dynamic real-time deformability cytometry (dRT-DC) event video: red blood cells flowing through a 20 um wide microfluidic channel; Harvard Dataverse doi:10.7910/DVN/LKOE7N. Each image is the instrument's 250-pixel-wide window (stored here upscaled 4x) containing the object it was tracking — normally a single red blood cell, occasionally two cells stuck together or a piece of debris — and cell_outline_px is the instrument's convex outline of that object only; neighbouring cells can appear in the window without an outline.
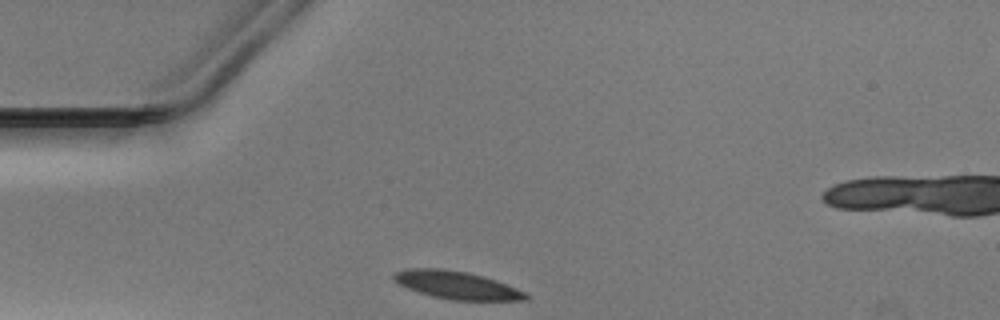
{"species": "Egyptian fruit bat (a non-hibernating species)", "species_latin": "Rousettus aegyptiacus", "temperature_condition": "warm", "stored_images_in_passage": 16, "camera_frame_rate_fps": 3000, "um_per_image_px": 0.085, "animal": {"sex": "male"}, "frame": {"image": 1, "passage_image": 1, "time_ms": 0.0, "image_size_px": [1000, 320], "cell_outline_px": [[528, 300], [452, 300], [432, 296], [408, 288], [392, 280], [392, 272], [408, 268], [440, 268], [464, 272], [484, 276], [496, 280], [528, 292]], "centroid_in_image_um": [38.82, 24.23], "position_along_channel_um": 46.2, "area_um2": 21.44}}
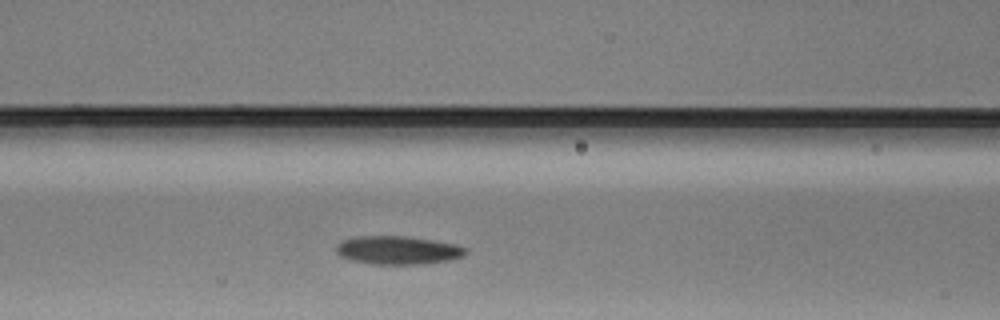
{"frame": {"image": 2, "passage_image": 9, "time_ms": 2.667, "image_size_px": [1000, 320], "cell_outline_px": [[468, 252], [464, 256], [452, 260], [424, 264], [372, 264], [352, 260], [340, 256], [336, 252], [336, 244], [344, 240], [356, 236], [404, 236], [432, 240], [456, 244], [468, 248]], "centroid_in_image_um": [33.86, 21.27], "position_along_channel_um": 132.7, "area_um2": 21.56}}
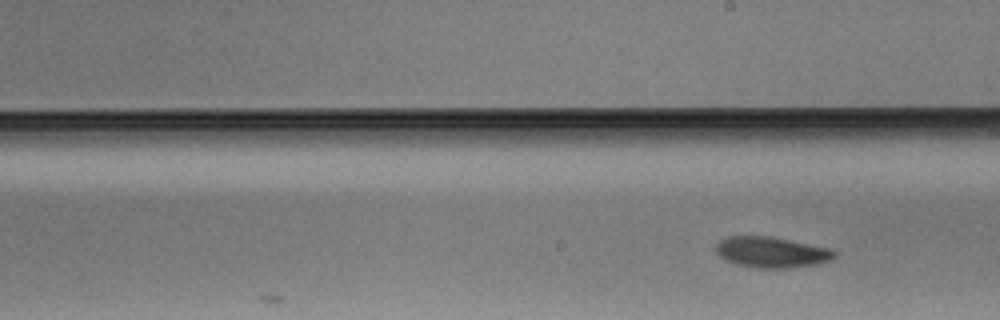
{"frame": {"image": 3, "passage_image": 16, "time_ms": 5.0, "image_size_px": [1000, 320], "cell_outline_px": [[836, 256], [832, 260], [816, 264], [792, 268], [756, 268], [736, 264], [724, 260], [716, 252], [716, 244], [720, 240], [728, 236], [768, 236], [832, 248], [836, 252]], "centroid_in_image_um": [65.59, 21.44], "position_along_channel_um": 223.4, "area_um2": 21.44}}